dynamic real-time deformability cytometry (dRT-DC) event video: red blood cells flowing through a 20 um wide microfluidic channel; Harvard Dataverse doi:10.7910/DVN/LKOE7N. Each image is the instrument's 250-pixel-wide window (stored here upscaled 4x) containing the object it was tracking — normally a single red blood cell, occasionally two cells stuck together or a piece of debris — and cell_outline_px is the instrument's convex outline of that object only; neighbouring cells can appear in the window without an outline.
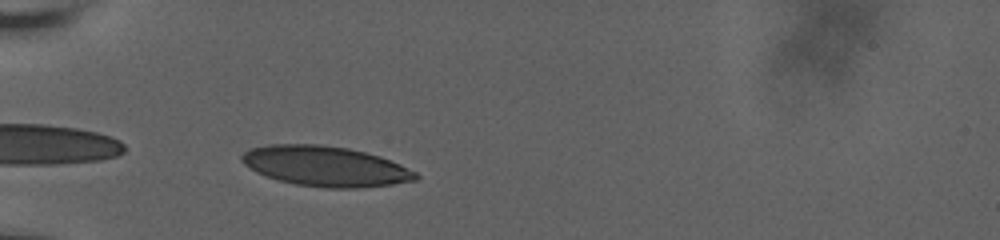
{"species": "human", "species_latin": "Homo sapiens", "temperature_condition": "room temperature", "stored_images_in_passage": 39, "camera_frame_rate_fps": 3000, "um_per_image_px": 0.085, "donor": {"sex": "male"}, "frame": {"image": 1, "passage_image": 1, "time_ms": 0.0, "image_size_px": [1000, 240], "cell_outline_px": [[420, 176], [416, 180], [392, 184], [360, 188], [324, 188], [296, 184], [280, 180], [256, 172], [244, 164], [240, 160], [240, 156], [244, 152], [252, 148], [268, 144], [320, 144], [348, 148], [380, 156], [400, 164], [416, 172]], "centroid_in_image_um": [27.66, 14.12], "position_along_channel_um": 57.3, "area_um2": 40.69}}
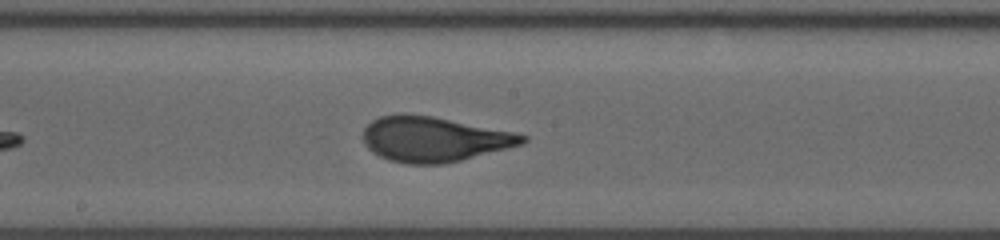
{"frame": {"image": 2, "passage_image": 18, "time_ms": 4.667, "image_size_px": [1000, 240], "cell_outline_px": [[528, 140], [520, 144], [508, 148], [444, 164], [408, 164], [388, 160], [380, 156], [368, 148], [364, 144], [364, 128], [372, 120], [380, 116], [432, 116], [512, 132], [528, 136]], "centroid_in_image_um": [36.88, 11.86], "position_along_channel_um": 211.3, "area_um2": 40.86}}
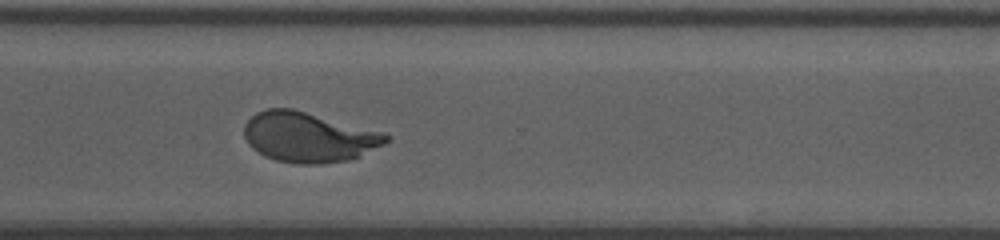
{"frame": {"image": 3, "passage_image": 32, "time_ms": 8.333, "image_size_px": [1000, 240], "cell_outline_px": [[388, 140], [384, 144], [348, 160], [320, 164], [296, 164], [276, 160], [264, 156], [252, 148], [248, 144], [244, 136], [244, 124], [256, 112], [268, 108], [292, 108], [384, 132], [388, 136]], "centroid_in_image_um": [26.19, 11.65], "position_along_channel_um": 344.4, "area_um2": 41.27}, "authors_computed_cell_mechanics": {"area_um2": 41.4426, "velocity_mm_per_s": 3.6346, "shape_relaxation_time_tau1_ms": 6.1456, "shape_relaxation_time_tau2_ms": null, "deformation_change_tau1": 0.2191, "deformation_change_tau2": null}}